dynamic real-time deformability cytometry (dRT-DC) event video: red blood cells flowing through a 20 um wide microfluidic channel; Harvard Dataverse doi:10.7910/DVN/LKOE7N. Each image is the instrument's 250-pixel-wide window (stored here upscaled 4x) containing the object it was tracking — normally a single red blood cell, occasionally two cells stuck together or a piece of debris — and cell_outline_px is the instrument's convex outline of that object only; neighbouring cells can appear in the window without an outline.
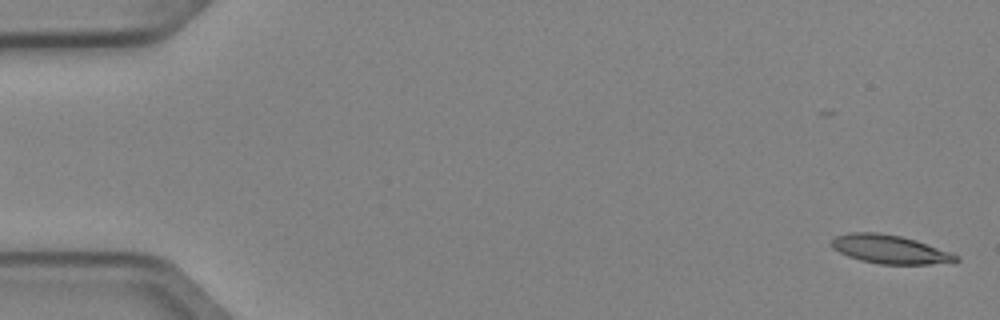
{"species": "Egyptian fruit bat (a non-hibernating species)", "species_latin": "Rousettus aegyptiacus", "temperature_condition": "cold", "stored_images_in_passage": 6, "camera_frame_rate_fps": 3000, "um_per_image_px": 0.085, "animal": {"sex": "female"}, "frame": {"image": 1, "passage_image": 6, "time_ms": 1.667, "image_size_px": [1000, 320], "cell_outline_px": [[960, 260], [928, 264], [880, 264], [860, 260], [848, 256], [832, 248], [832, 240], [836, 236], [848, 232], [876, 232], [900, 236], [916, 240], [952, 252], [960, 256]], "centroid_in_image_um": [75.64, 21.18], "position_along_channel_um": 9.4, "area_um2": 20.63}}